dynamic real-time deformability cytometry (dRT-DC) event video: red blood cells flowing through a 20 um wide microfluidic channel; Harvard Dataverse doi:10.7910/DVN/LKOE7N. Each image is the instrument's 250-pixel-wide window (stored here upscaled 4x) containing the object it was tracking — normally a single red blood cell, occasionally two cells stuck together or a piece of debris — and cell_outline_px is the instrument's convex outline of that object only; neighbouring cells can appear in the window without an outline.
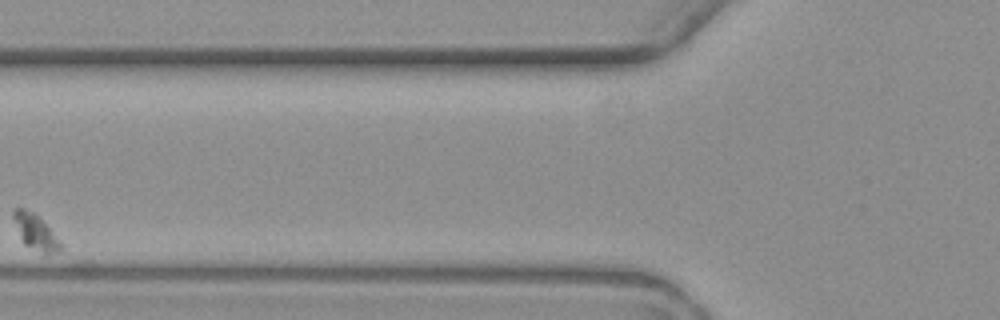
{"species": "common noctule bat (a hibernating species)", "species_latin": "Nyctalus noctula", "temperature_condition": "warm", "stored_images_in_passage": 7, "camera_frame_rate_fps": 3000, "um_per_image_px": 0.085, "animal": {"sex": "female", "body_mass_g": 19.3, "forearm_length_mm": 54.1}, "frame": {"image": 1, "passage_image": 3, "time_ms": 2.333, "image_size_px": [1000, 320], "cell_outline_px": [[64, 248], [60, 252], [48, 256], [44, 256], [24, 244], [20, 240], [12, 216], [12, 208], [24, 208], [40, 216]], "centroid_in_image_um": [3.01, 19.77], "position_along_channel_um": 122.8, "area_um2": 10.17}}